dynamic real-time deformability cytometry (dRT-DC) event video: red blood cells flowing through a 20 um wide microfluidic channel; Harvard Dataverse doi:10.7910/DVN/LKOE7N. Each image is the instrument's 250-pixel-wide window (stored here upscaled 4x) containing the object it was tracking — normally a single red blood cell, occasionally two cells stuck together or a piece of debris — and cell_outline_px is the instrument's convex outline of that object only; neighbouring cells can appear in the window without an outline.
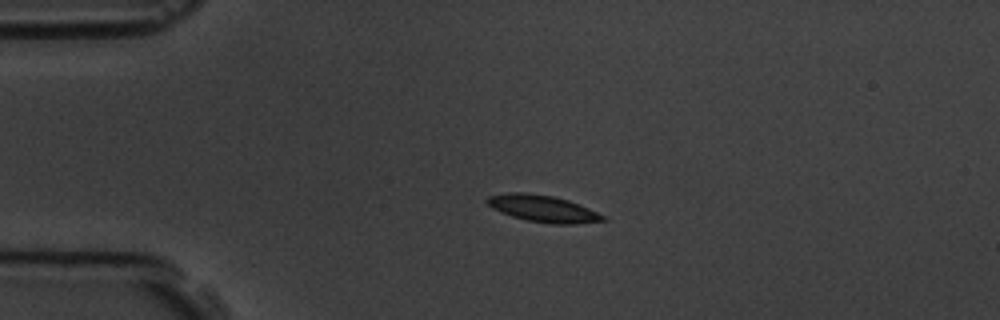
{"species": "common noctule bat (a hibernating species)", "species_latin": "Nyctalus noctula", "temperature_condition": "room temperature", "stored_images_in_passage": 6, "camera_frame_rate_fps": 3000, "um_per_image_px": 0.085, "animal": {"sex": "male", "body_mass_g": 19.5, "forearm_length_mm": 54.6}, "frame": {"image": 1, "passage_image": 5, "time_ms": 4.333, "image_size_px": [1000, 320], "cell_outline_px": [[608, 220], [576, 224], [552, 224], [528, 220], [512, 216], [500, 212], [492, 208], [484, 200], [488, 196], [508, 192], [528, 192], [552, 196], [568, 200], [608, 216]], "centroid_in_image_um": [46.16, 17.73], "position_along_channel_um": 38.8, "area_um2": 18.21}}